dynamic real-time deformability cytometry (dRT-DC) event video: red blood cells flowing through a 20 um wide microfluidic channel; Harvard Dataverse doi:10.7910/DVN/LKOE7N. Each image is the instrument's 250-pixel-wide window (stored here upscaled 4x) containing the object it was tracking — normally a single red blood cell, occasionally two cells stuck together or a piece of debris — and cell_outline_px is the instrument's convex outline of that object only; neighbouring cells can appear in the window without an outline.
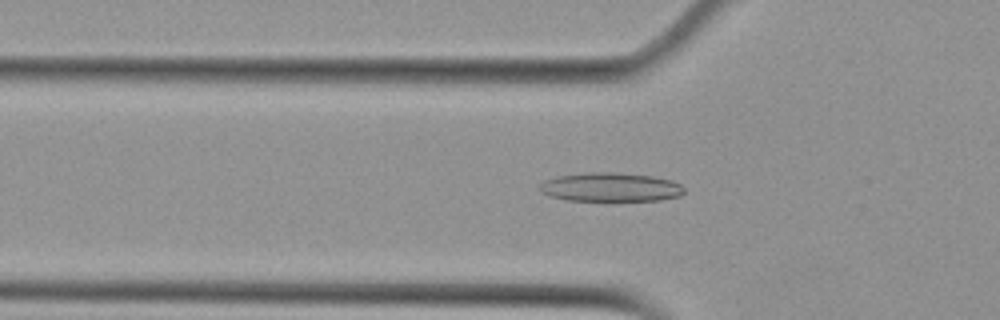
{"species": "Egyptian fruit bat (a non-hibernating species)", "species_latin": "Rousettus aegyptiacus", "temperature_condition": "cold", "stored_images_in_passage": 44, "camera_frame_rate_fps": 3000, "um_per_image_px": 0.085, "animal": {"sex": "female"}, "frame": {"image": 1, "passage_image": 8, "time_ms": 2.333, "image_size_px": [1000, 320], "cell_outline_px": [[684, 192], [680, 196], [660, 200], [568, 200], [548, 196], [540, 192], [540, 184], [544, 180], [556, 176], [588, 172], [612, 172], [652, 176], [672, 180], [680, 184], [684, 188]], "centroid_in_image_um": [51.88, 15.9], "position_along_channel_um": 73.9, "area_um2": 24.33}}
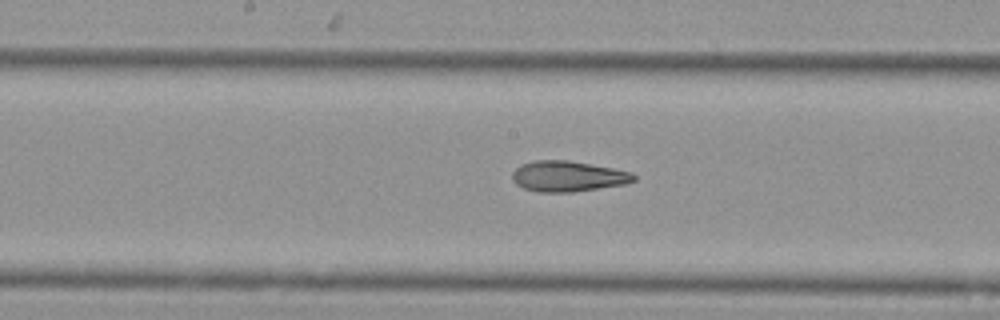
{"frame": {"image": 2, "passage_image": 18, "time_ms": 5.667, "image_size_px": [1000, 320], "cell_outline_px": [[636, 180], [624, 184], [572, 192], [540, 192], [524, 188], [516, 184], [512, 180], [512, 172], [520, 164], [532, 160], [568, 160], [612, 168], [632, 172], [636, 176]], "centroid_in_image_um": [48.24, 14.97], "position_along_channel_um": 200.0, "area_um2": 21.68}}
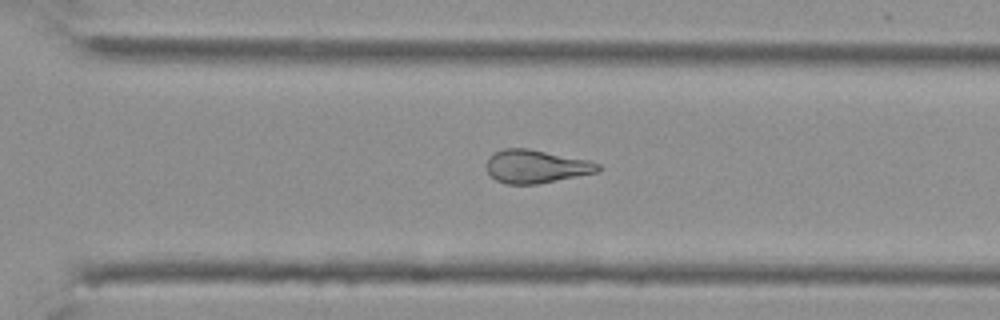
{"frame": {"image": 3, "passage_image": 28, "time_ms": 9.0, "image_size_px": [1000, 320], "cell_outline_px": [[600, 172], [536, 184], [504, 184], [496, 180], [488, 172], [484, 164], [488, 156], [492, 152], [504, 148], [528, 148], [588, 160], [600, 164]], "centroid_in_image_um": [45.52, 14.14], "position_along_channel_um": 325.1, "area_um2": 21.85}, "authors_computed_cell_mechanics": {"area_um2": 22.8599, "velocity_mm_per_s": 3.7643, "shape_relaxation_time_tau1_ms": null, "shape_relaxation_time_tau2_ms": 3.846, "deformation_change_tau1": null, "deformation_change_tau2": 0.114}}